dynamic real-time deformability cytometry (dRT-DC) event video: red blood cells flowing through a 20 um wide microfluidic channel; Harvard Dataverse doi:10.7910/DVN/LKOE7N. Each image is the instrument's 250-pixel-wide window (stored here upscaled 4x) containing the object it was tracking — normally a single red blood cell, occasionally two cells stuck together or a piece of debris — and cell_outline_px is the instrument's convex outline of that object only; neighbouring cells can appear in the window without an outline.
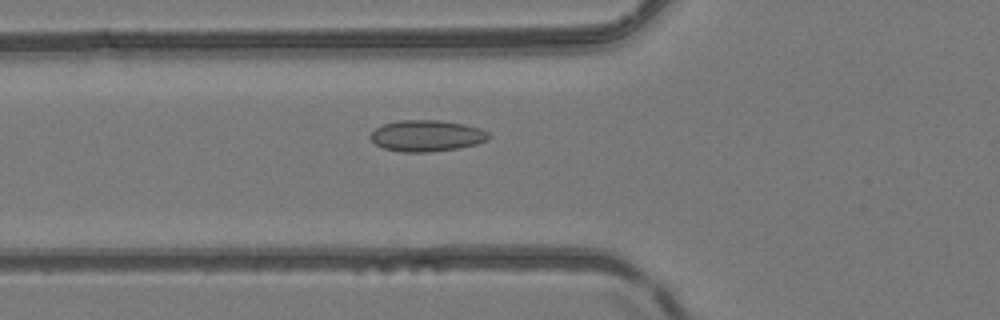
{"species": "common noctule bat (a hibernating species)", "species_latin": "Nyctalus noctula", "temperature_condition": "room temperature", "stored_images_in_passage": 43, "camera_frame_rate_fps": 3000, "um_per_image_px": 0.085, "animal": {"sex": "female", "body_mass_g": 24.6, "forearm_length_mm": 56.2}, "frame": {"image": 1, "passage_image": 11, "time_ms": 3.333, "image_size_px": [1000, 320], "cell_outline_px": [[492, 136], [488, 140], [476, 144], [456, 148], [428, 152], [400, 152], [384, 148], [376, 144], [368, 136], [376, 128], [384, 124], [400, 120], [440, 120], [464, 124], [480, 128], [488, 132]], "centroid_in_image_um": [36.28, 11.54], "position_along_channel_um": 89.5, "area_um2": 21.56}}
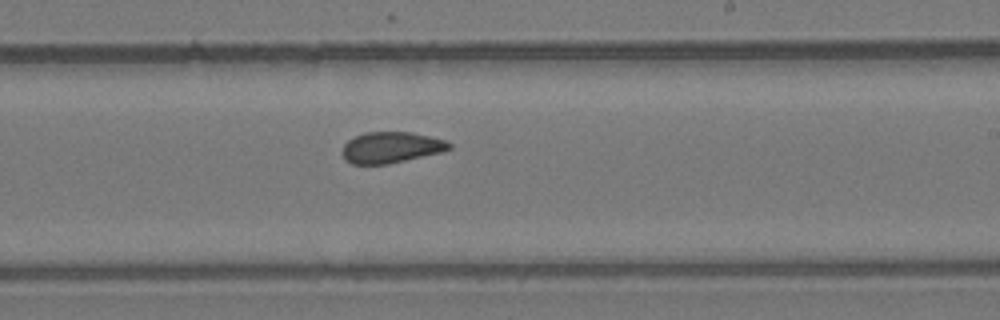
{"frame": {"image": 2, "passage_image": 23, "time_ms": 7.333, "image_size_px": [1000, 320], "cell_outline_px": [[452, 148], [440, 152], [388, 164], [352, 164], [344, 160], [340, 152], [344, 144], [348, 140], [364, 132], [412, 132], [448, 140], [452, 144]], "centroid_in_image_um": [33.22, 12.53], "position_along_channel_um": 255.8, "area_um2": 19.54}}
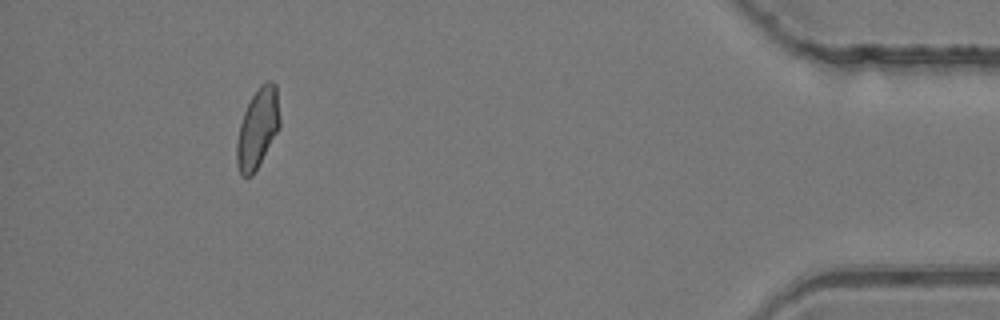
{"frame": {"image": 3, "passage_image": 39, "time_ms": 12.667, "image_size_px": [1000, 320], "cell_outline_px": [[280, 128], [252, 176], [240, 176], [236, 164], [236, 144], [240, 124], [244, 112], [252, 96], [260, 84], [268, 80], [276, 84], [280, 116]], "centroid_in_image_um": [21.9, 10.91], "position_along_channel_um": 413.3, "area_um2": 20.06}, "authors_computed_cell_mechanics": {"area_um2": 19.941, "velocity_mm_per_s": 4.1415, "shape_relaxation_time_tau1_ms": null, "shape_relaxation_time_tau2_ms": 1.43, "deformation_change_tau1": null, "deformation_change_tau2": 0.0728}}